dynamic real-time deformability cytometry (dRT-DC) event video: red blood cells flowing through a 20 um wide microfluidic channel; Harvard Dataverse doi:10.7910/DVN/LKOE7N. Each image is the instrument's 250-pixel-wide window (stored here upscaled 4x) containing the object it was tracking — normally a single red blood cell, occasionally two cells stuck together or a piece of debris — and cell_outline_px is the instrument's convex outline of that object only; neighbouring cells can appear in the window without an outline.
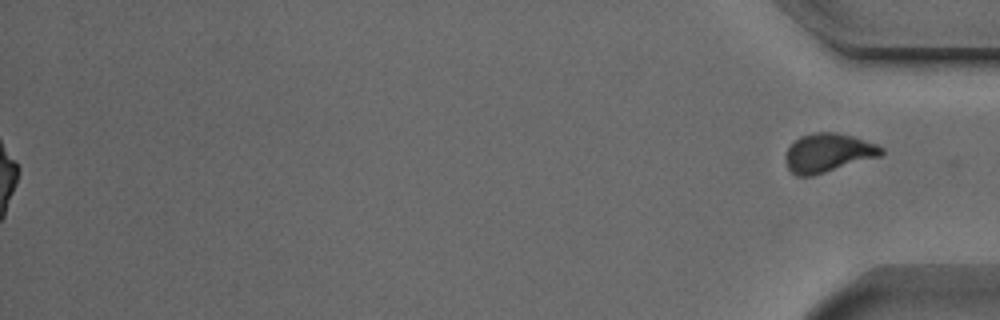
{"species": "Egyptian fruit bat (a non-hibernating species)", "species_latin": "Rousettus aegyptiacus", "temperature_condition": "cold", "stored_images_in_passage": 56, "segment_of_instrument_passage": [2, 2], "camera_frame_rate_fps": 3000, "um_per_image_px": 0.085, "animal": {"sex": "male"}, "frame": {"image": 1, "passage_image": 56, "time_ms": 18.333, "image_size_px": [1000, 320], "cell_outline_px": [[884, 152], [880, 156], [812, 176], [796, 176], [788, 168], [784, 160], [784, 156], [788, 148], [800, 136], [816, 132], [836, 132], [852, 136], [876, 144], [884, 148]], "centroid_in_image_um": [70.37, 12.99], "position_along_channel_um": 364.8, "area_um2": 21.56}}